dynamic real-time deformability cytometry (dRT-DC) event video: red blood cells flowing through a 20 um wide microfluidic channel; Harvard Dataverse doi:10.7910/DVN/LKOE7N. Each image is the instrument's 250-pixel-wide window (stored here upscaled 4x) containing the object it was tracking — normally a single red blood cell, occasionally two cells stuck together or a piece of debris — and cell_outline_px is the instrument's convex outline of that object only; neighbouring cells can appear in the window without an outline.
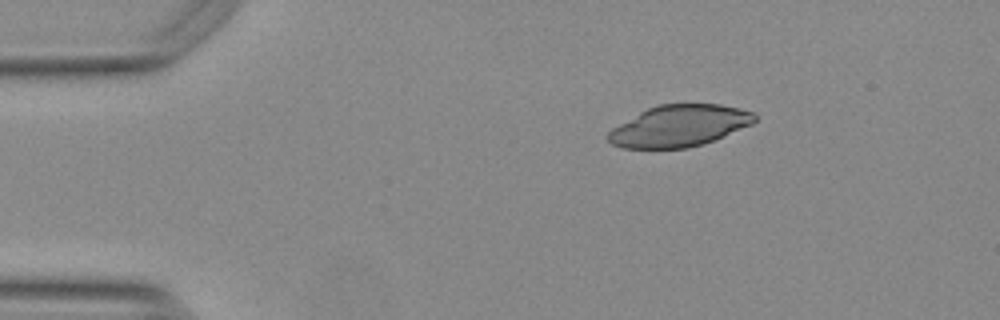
{"species": "Egyptian fruit bat (a non-hibernating species)", "species_latin": "Rousettus aegyptiacus", "temperature_condition": "warm", "stored_images_in_passage": 46, "camera_frame_rate_fps": 3000, "um_per_image_px": 0.085, "animal": {"sex": "female"}, "frame": {"image": 1, "passage_image": 1, "time_ms": 0.0, "image_size_px": [1000, 320], "cell_outline_px": [[756, 120], [752, 124], [712, 140], [688, 148], [620, 148], [612, 144], [608, 140], [608, 132], [612, 128], [640, 112], [656, 104], [720, 104], [740, 108], [756, 112]], "centroid_in_image_um": [57.74, 10.69], "position_along_channel_um": 27.3, "area_um2": 35.26}}